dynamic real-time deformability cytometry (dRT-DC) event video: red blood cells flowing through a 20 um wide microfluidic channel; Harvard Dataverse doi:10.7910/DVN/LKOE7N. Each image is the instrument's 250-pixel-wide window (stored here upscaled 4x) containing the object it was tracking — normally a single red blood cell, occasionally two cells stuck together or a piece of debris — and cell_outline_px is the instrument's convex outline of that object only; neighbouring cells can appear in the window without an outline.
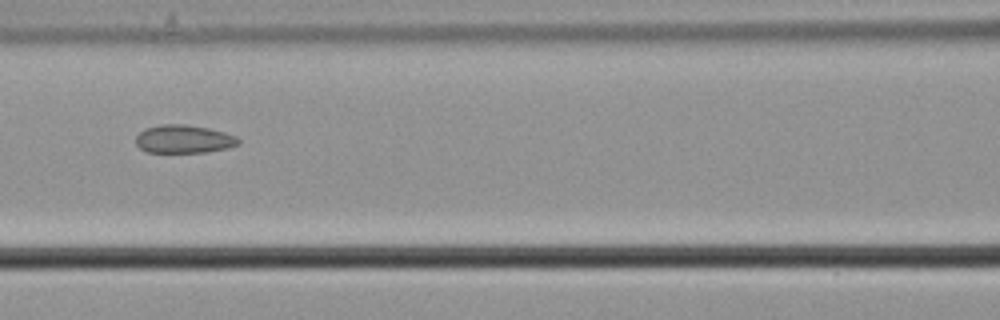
{"species": "common noctule bat (a hibernating species)", "species_latin": "Nyctalus noctula", "temperature_condition": "cold", "stored_images_in_passage": 7, "camera_frame_rate_fps": 3000, "um_per_image_px": 0.085, "animal": {"sex": "male", "body_mass_g": 21.5, "forearm_length_mm": 52.0}, "frame": {"image": 1, "passage_image": 7, "time_ms": 2.0, "image_size_px": [1000, 320], "cell_outline_px": [[240, 144], [228, 148], [208, 152], [148, 152], [140, 148], [136, 144], [136, 136], [144, 128], [160, 124], [188, 124], [208, 128], [224, 132], [236, 136], [240, 140]], "centroid_in_image_um": [15.63, 11.81], "position_along_channel_um": 151.0, "area_um2": 16.99}}